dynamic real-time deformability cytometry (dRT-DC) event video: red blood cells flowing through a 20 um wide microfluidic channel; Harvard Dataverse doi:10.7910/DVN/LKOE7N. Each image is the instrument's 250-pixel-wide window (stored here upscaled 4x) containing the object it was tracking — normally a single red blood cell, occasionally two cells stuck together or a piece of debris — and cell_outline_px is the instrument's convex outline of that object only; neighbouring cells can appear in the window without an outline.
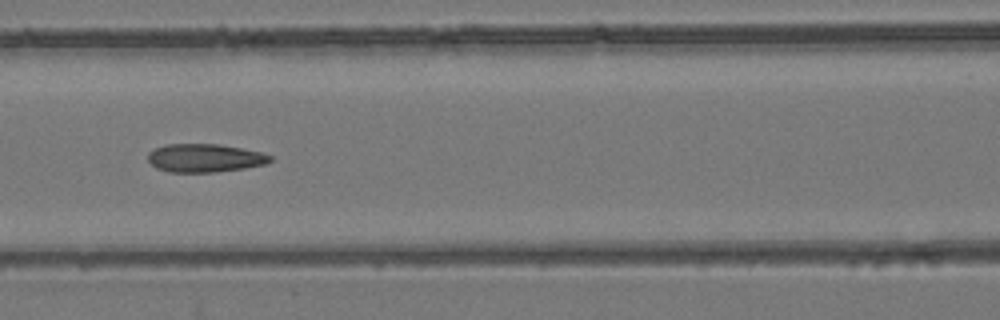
{"species": "common noctule bat (a hibernating species)", "species_latin": "Nyctalus noctula", "temperature_condition": "room temperature", "stored_images_in_passage": 8, "camera_frame_rate_fps": 3000, "um_per_image_px": 0.085, "animal": {"sex": "female", "body_mass_g": 24.6, "forearm_length_mm": 56.2}, "frame": {"image": 1, "passage_image": 6, "time_ms": 7.0, "image_size_px": [1000, 320], "cell_outline_px": [[272, 160], [264, 164], [244, 168], [216, 172], [168, 172], [156, 168], [148, 160], [148, 152], [164, 144], [220, 144], [260, 152], [272, 156]], "centroid_in_image_um": [17.38, 13.43], "position_along_channel_um": 149.2, "area_um2": 20.11}}
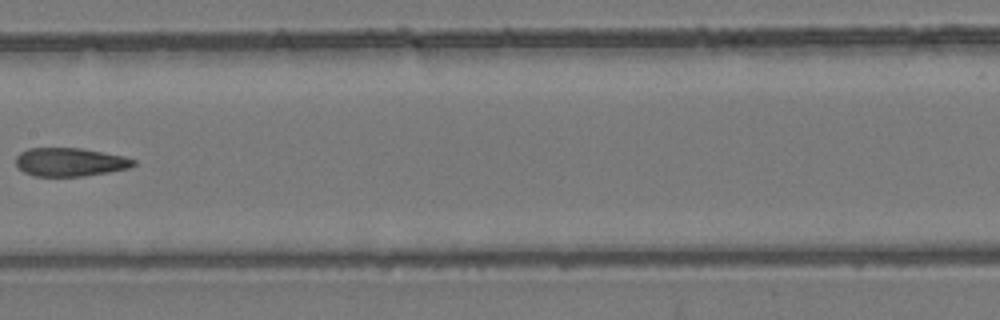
{"frame": {"image": 2, "passage_image": 7, "time_ms": 8.333, "image_size_px": [1000, 320], "cell_outline_px": [[136, 164], [132, 168], [84, 176], [36, 176], [24, 172], [16, 164], [16, 156], [20, 152], [28, 148], [80, 148], [124, 156], [136, 160]], "centroid_in_image_um": [5.98, 13.77], "position_along_channel_um": 201.4, "area_um2": 19.54}}
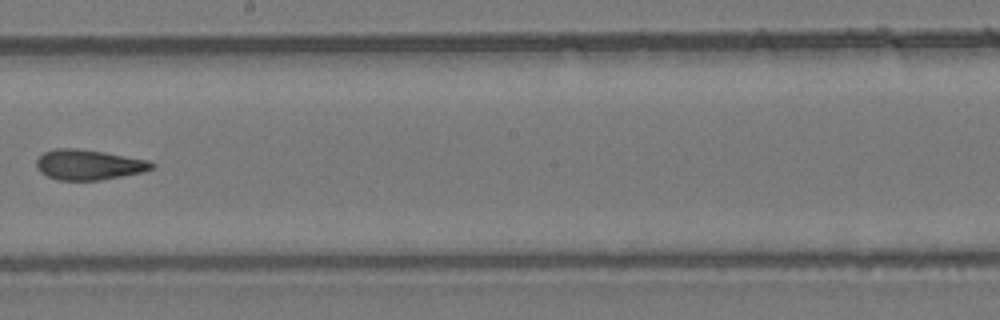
{"frame": {"image": 3, "passage_image": 8, "time_ms": 9.333, "image_size_px": [1000, 320], "cell_outline_px": [[156, 164], [152, 168], [140, 172], [100, 180], [60, 180], [48, 176], [40, 172], [36, 168], [36, 160], [44, 152], [52, 148], [76, 148], [104, 152], [148, 160]], "centroid_in_image_um": [7.49, 13.99], "position_along_channel_um": 240.7, "area_um2": 20.17}}